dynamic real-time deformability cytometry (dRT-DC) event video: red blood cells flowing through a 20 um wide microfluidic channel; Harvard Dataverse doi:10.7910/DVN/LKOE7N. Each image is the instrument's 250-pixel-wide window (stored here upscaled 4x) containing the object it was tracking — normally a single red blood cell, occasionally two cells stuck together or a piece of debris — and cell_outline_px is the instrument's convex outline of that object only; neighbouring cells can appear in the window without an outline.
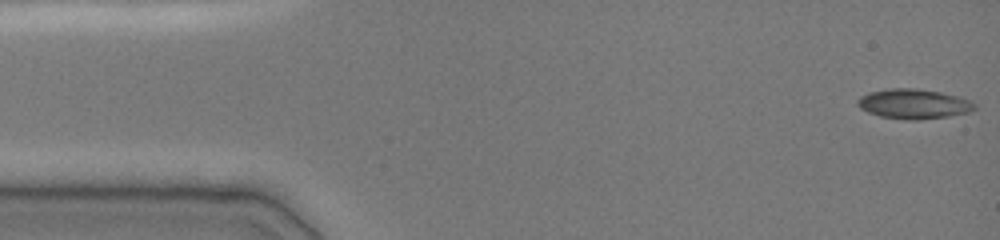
{"species": "common noctule bat (a hibernating species)", "species_latin": "Nyctalus noctula", "temperature_condition": "cold", "stored_images_in_passage": 48, "camera_frame_rate_fps": 3000, "um_per_image_px": 0.085, "animal": {"sex": "female", "body_mass_g": 19.0, "forearm_length_mm": 51.5}, "frame": {"image": 1, "passage_image": 1, "time_ms": 0.0, "image_size_px": [1000, 240], "cell_outline_px": [[976, 108], [968, 112], [948, 116], [916, 120], [904, 120], [880, 116], [868, 112], [860, 108], [856, 104], [856, 100], [860, 96], [868, 92], [888, 88], [916, 88], [940, 92], [972, 100], [976, 104]], "centroid_in_image_um": [77.63, 8.82], "position_along_channel_um": 7.4, "area_um2": 20.46}}
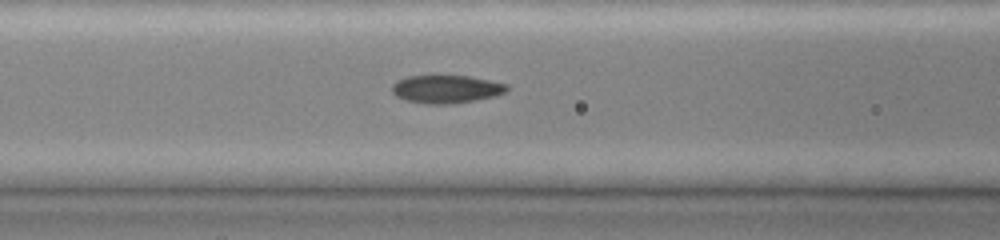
{"frame": {"image": 2, "passage_image": 19, "time_ms": 6.0, "image_size_px": [1000, 240], "cell_outline_px": [[508, 88], [504, 92], [492, 96], [476, 100], [452, 104], [424, 104], [404, 100], [396, 96], [392, 92], [392, 84], [396, 80], [408, 76], [432, 72], [468, 76], [508, 84]], "centroid_in_image_um": [37.84, 7.53], "position_along_channel_um": 128.8, "area_um2": 19.59}}
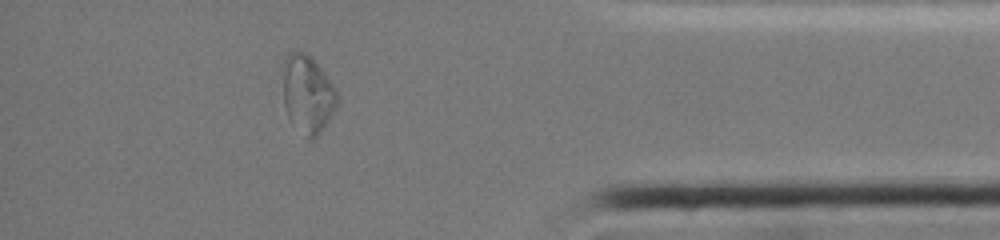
{"frame": {"image": 3, "passage_image": 42, "time_ms": 13.667, "image_size_px": [1000, 240], "cell_outline_px": [[340, 100], [328, 120], [320, 132], [312, 140], [308, 140], [288, 120], [284, 104], [280, 68], [288, 52], [304, 52], [324, 72], [336, 88], [340, 96]], "centroid_in_image_um": [26.11, 8.01], "position_along_channel_um": 409.1, "area_um2": 25.2}, "authors_computed_cell_mechanics": {"area_um2": 19.1318, "velocity_mm_per_s": 3.9314, "shape_relaxation_time_tau1_ms": null, "shape_relaxation_time_tau2_ms": 2.0696, "deformation_change_tau1": null, "deformation_change_tau2": 0.06}}